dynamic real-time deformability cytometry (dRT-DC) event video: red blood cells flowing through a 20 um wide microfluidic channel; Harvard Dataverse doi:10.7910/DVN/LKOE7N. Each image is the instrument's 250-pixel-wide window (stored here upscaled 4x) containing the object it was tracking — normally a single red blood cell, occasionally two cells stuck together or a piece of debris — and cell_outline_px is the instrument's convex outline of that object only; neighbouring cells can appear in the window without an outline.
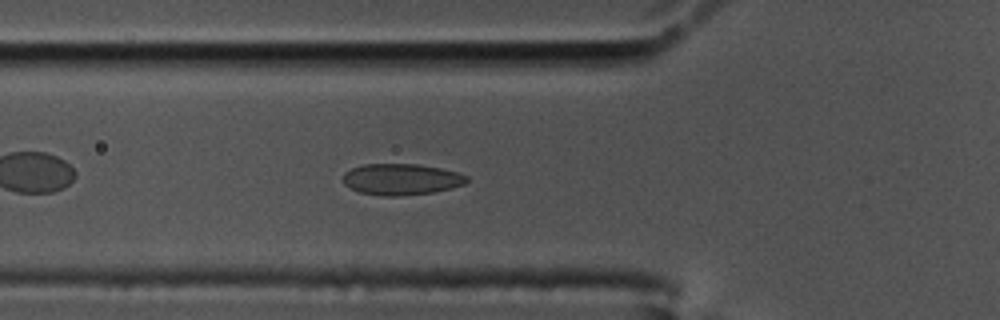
{"species": "common noctule bat (a hibernating species)", "species_latin": "Nyctalus noctula", "temperature_condition": "cold", "stored_images_in_passage": 20, "camera_frame_rate_fps": 3000, "um_per_image_px": 0.085, "animal": {"sex": "male", "body_mass_g": 17.5, "forearm_length_mm": 52.3}, "frame": {"image": 1, "passage_image": 9, "time_ms": 2.667, "image_size_px": [1000, 320], "cell_outline_px": [[468, 180], [464, 184], [452, 188], [432, 192], [400, 196], [384, 196], [360, 192], [344, 184], [344, 172], [352, 168], [364, 164], [416, 164], [440, 168], [456, 172], [468, 176]], "centroid_in_image_um": [34.12, 15.24], "position_along_channel_um": 91.7, "area_um2": 22.37}}